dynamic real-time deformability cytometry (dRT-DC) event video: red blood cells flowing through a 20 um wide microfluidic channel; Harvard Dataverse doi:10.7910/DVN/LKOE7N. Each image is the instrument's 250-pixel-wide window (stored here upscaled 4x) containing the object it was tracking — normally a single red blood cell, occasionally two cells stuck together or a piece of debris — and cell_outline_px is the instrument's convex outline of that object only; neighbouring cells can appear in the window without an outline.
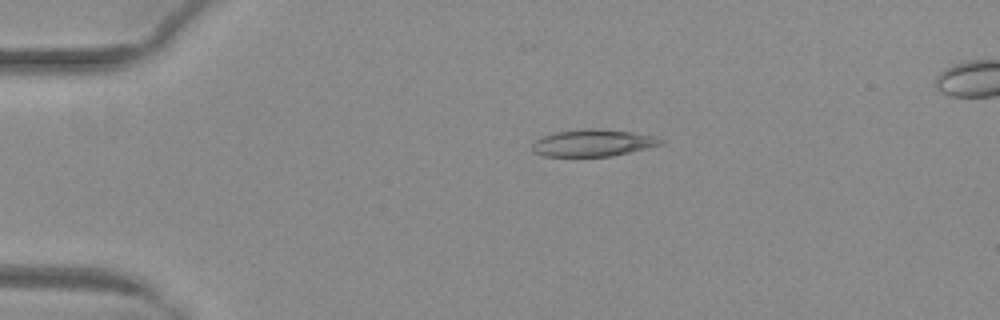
{"species": "common noctule bat (a hibernating species)", "species_latin": "Nyctalus noctula", "temperature_condition": "warm", "stored_images_in_passage": 20, "camera_frame_rate_fps": 3000, "um_per_image_px": 0.085, "animal": {"sex": "female", "body_mass_g": 29.2, "forearm_length_mm": 56.3}, "frame": {"image": 1, "passage_image": 12, "time_ms": 3.667, "image_size_px": [1000, 320], "cell_outline_px": [[664, 140], [660, 144], [612, 156], [544, 156], [532, 152], [532, 144], [536, 140], [544, 136], [556, 132], [584, 128], [600, 128], [632, 132], [656, 136]], "centroid_in_image_um": [50.37, 12.13], "position_along_channel_um": 34.6, "area_um2": 20.06}}